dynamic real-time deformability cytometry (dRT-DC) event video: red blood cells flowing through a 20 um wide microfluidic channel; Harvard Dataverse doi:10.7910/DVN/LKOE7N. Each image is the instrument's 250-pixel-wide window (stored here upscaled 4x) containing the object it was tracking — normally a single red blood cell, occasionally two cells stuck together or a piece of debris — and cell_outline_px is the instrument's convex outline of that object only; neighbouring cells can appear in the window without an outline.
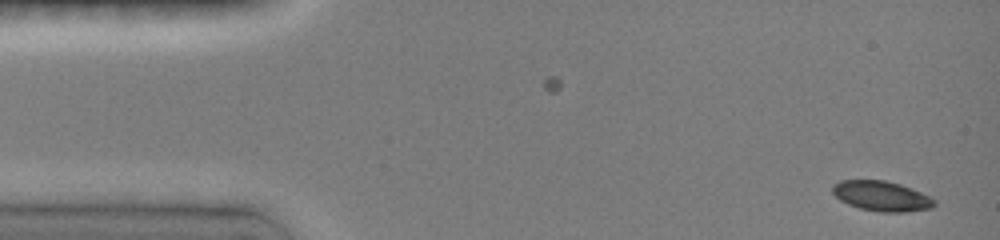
{"species": "common noctule bat (a hibernating species)", "species_latin": "Nyctalus noctula", "temperature_condition": "room temperature", "stored_images_in_passage": 2, "camera_frame_rate_fps": 3000, "um_per_image_px": 0.085, "animal": {"sex": "female", "body_mass_g": 19.0, "forearm_length_mm": 51.5}, "frame": {"image": 1, "passage_image": 2, "time_ms": 0.333, "image_size_px": [1000, 240], "cell_outline_px": [[936, 204], [932, 208], [908, 212], [880, 212], [860, 208], [848, 204], [840, 200], [832, 192], [832, 184], [840, 180], [884, 180], [900, 184], [932, 196], [936, 200]], "centroid_in_image_um": [74.96, 16.66], "position_along_channel_um": 10.0, "area_um2": 18.03}}